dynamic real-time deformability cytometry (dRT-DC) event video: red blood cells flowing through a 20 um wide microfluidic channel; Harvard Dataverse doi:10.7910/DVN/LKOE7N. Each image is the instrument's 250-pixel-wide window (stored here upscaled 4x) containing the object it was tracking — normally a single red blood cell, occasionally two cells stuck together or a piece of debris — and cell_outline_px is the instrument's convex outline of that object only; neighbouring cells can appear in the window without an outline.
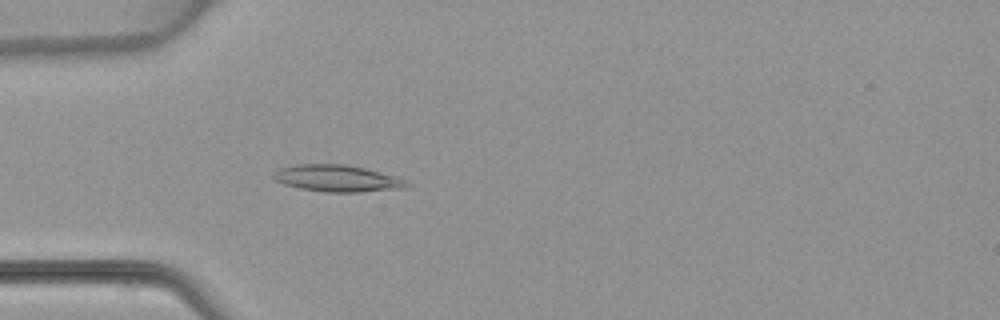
{"species": "common noctule bat (a hibernating species)", "species_latin": "Nyctalus noctula", "temperature_condition": "warm", "stored_images_in_passage": 2, "camera_frame_rate_fps": 3000, "um_per_image_px": 0.085, "animal": {"sex": "female", "body_mass_g": 22.7, "forearm_length_mm": 54.2}, "frame": {"image": 1, "passage_image": 2, "time_ms": 2.333, "image_size_px": [1000, 320], "cell_outline_px": [[412, 184], [408, 188], [360, 192], [324, 192], [300, 188], [284, 184], [276, 180], [272, 176], [280, 168], [296, 164], [344, 164], [364, 168], [396, 176]], "centroid_in_image_um": [28.71, 15.17], "position_along_channel_um": 56.3, "area_um2": 20.75}}